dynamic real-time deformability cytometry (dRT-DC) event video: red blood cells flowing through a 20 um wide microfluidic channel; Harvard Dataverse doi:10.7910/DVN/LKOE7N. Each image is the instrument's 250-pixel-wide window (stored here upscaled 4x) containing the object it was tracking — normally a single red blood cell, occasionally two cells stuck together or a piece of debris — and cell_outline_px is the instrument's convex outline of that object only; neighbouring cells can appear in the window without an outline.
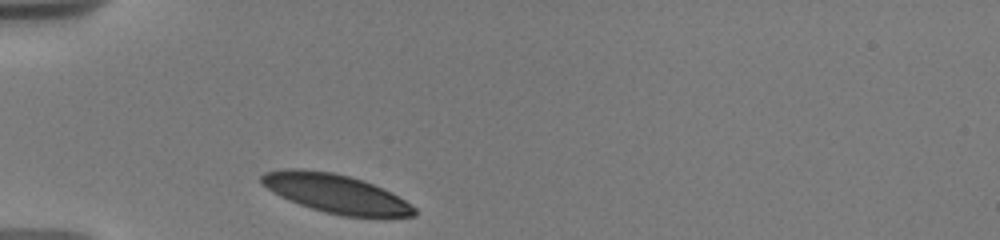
{"species": "human", "species_latin": "Homo sapiens", "temperature_condition": "warm", "stored_images_in_passage": 20, "camera_frame_rate_fps": 3000, "um_per_image_px": 0.085, "donor": {"sex": "male"}, "frame": {"image": 1, "passage_image": 1, "time_ms": 0.0, "image_size_px": [1000, 240], "cell_outline_px": [[416, 216], [384, 220], [344, 216], [324, 212], [300, 204], [280, 196], [272, 192], [260, 184], [260, 176], [264, 172], [284, 168], [300, 168], [332, 172], [364, 180], [392, 192], [416, 208]], "centroid_in_image_um": [28.6, 16.48], "position_along_channel_um": 56.4, "area_um2": 35.49}}
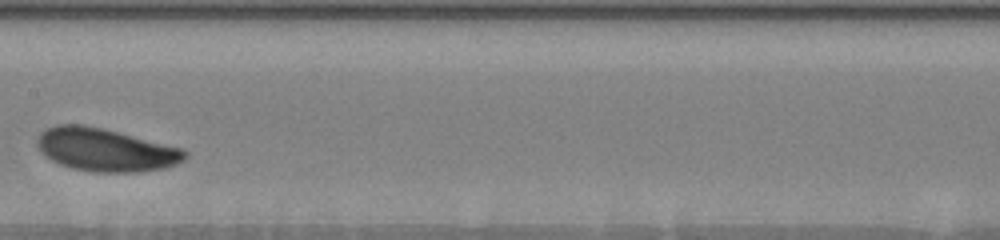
{"frame": {"image": 2, "passage_image": 8, "time_ms": 4.333, "image_size_px": [1000, 240], "cell_outline_px": [[188, 156], [184, 160], [176, 164], [164, 168], [140, 172], [92, 172], [72, 168], [60, 164], [44, 156], [40, 152], [36, 144], [40, 132], [44, 128], [56, 124], [84, 124], [104, 128], [180, 148], [188, 152]], "centroid_in_image_um": [8.93, 12.73], "position_along_channel_um": 198.5, "area_um2": 37.22}}
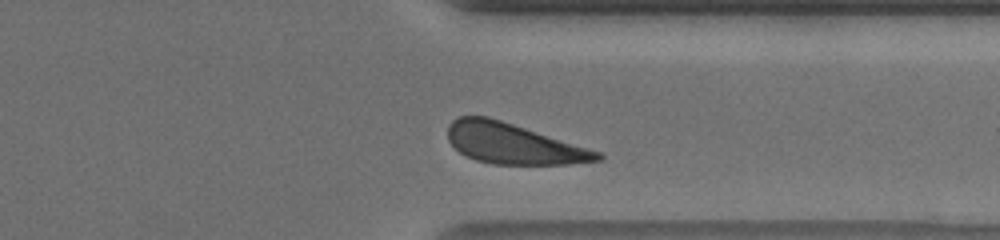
{"frame": {"image": 3, "passage_image": 19, "time_ms": 9.0, "image_size_px": [1000, 240], "cell_outline_px": [[604, 156], [600, 160], [568, 164], [492, 164], [476, 160], [460, 152], [448, 140], [448, 124], [452, 120], [460, 116], [488, 116], [600, 152]], "centroid_in_image_um": [43.59, 12.21], "position_along_channel_um": 367.8, "area_um2": 34.8}, "authors_computed_cell_mechanics": {"area_um2": 35.6048, "velocity_mm_per_s": 3.6144, "shape_relaxation_time_tau1_ms": 1.4315, "shape_relaxation_time_tau2_ms": null, "deformation_change_tau1": 0.078, "deformation_change_tau2": null}}